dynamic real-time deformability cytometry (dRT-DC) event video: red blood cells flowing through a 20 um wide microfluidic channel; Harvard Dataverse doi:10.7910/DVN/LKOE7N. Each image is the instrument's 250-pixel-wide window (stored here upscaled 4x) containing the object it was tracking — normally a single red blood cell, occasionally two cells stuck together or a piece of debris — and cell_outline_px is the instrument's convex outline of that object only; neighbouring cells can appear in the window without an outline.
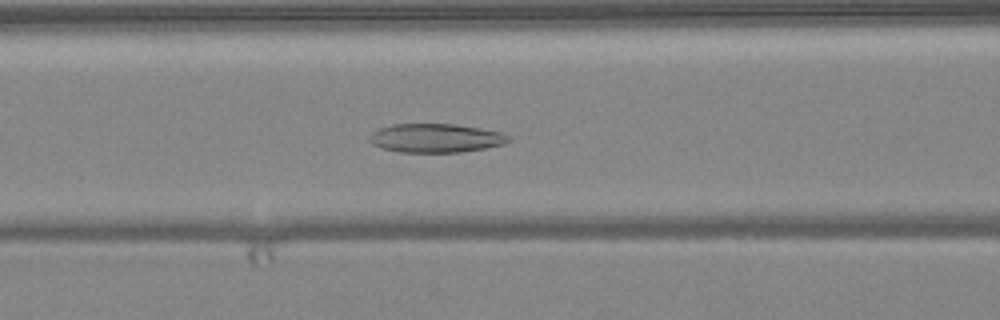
{"species": "common noctule bat (a hibernating species)", "species_latin": "Nyctalus noctula", "temperature_condition": "warm", "stored_images_in_passage": 51, "camera_frame_rate_fps": 3000, "um_per_image_px": 0.085, "animal": {"sex": "female", "body_mass_g": 24.6, "forearm_length_mm": 56.2}, "frame": {"image": 1, "passage_image": 21, "time_ms": 6.667, "image_size_px": [1000, 320], "cell_outline_px": [[512, 140], [504, 144], [484, 148], [460, 152], [400, 152], [380, 148], [372, 144], [368, 140], [368, 136], [372, 132], [380, 128], [392, 124], [456, 124], [480, 128], [500, 132], [512, 136]], "centroid_in_image_um": [37.03, 11.73], "position_along_channel_um": 129.6, "area_um2": 23.52}}
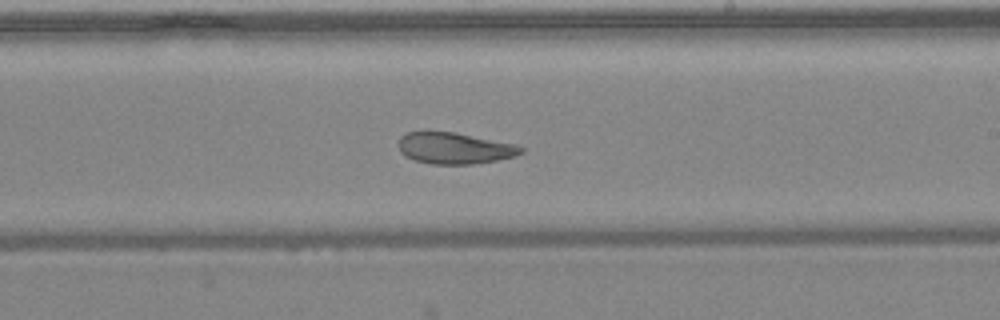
{"frame": {"image": 2, "passage_image": 30, "time_ms": 9.667, "image_size_px": [1000, 320], "cell_outline_px": [[524, 152], [512, 156], [496, 160], [472, 164], [432, 164], [416, 160], [400, 152], [396, 144], [400, 136], [408, 132], [452, 132], [516, 144], [524, 148]], "centroid_in_image_um": [38.61, 12.59], "position_along_channel_um": 250.4, "area_um2": 22.14}}
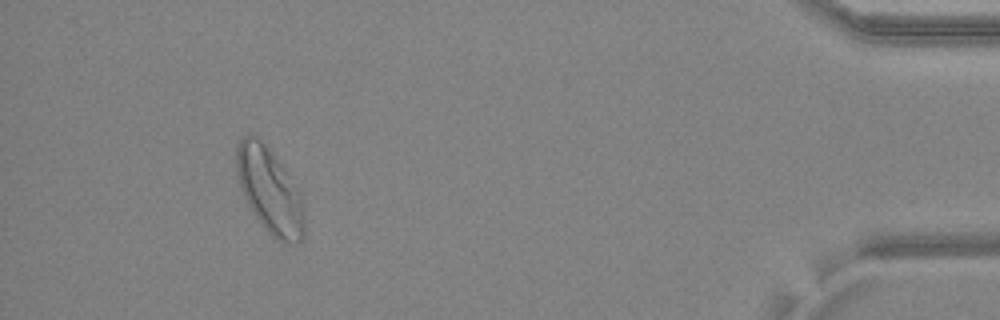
{"frame": {"image": 3, "passage_image": 47, "time_ms": 15.333, "image_size_px": [1000, 320], "cell_outline_px": [[304, 236], [296, 244], [284, 244], [276, 240], [260, 224], [248, 204], [240, 188], [236, 172], [236, 148], [240, 140], [248, 132], [256, 136], [276, 156], [300, 188], [304, 208]], "centroid_in_image_um": [22.94, 16.21], "position_along_channel_um": 412.3, "area_um2": 34.51}, "authors_computed_cell_mechanics": {"area_um2": 27.3394, "velocity_mm_per_s": 4.0434, "shape_relaxation_time_tau1_ms": null, "shape_relaxation_time_tau2_ms": 3.7148, "deformation_change_tau1": null, "deformation_change_tau2": 0.1177}}